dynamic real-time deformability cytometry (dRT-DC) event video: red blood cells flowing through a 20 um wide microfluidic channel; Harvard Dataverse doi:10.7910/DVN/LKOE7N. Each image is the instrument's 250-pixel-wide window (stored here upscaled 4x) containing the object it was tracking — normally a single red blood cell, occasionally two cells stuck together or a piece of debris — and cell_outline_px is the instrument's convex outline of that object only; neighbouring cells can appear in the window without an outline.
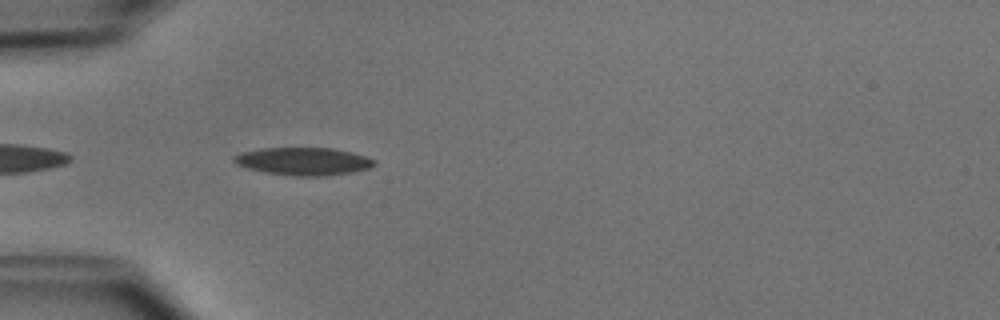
{"species": "common noctule bat (a hibernating species)", "species_latin": "Nyctalus noctula", "temperature_condition": "cold", "stored_images_in_passage": 5, "camera_frame_rate_fps": 3000, "um_per_image_px": 0.085, "animal": {"sex": "male", "body_mass_g": 15.6}, "frame": {"image": 1, "passage_image": 2, "time_ms": 0.333, "image_size_px": [1000, 320], "cell_outline_px": [[376, 164], [368, 168], [352, 172], [328, 176], [292, 176], [268, 172], [248, 168], [236, 164], [232, 160], [232, 156], [240, 152], [264, 148], [332, 148], [352, 152], [376, 160]], "centroid_in_image_um": [25.79, 13.71], "position_along_channel_um": 59.2, "area_um2": 22.66}}